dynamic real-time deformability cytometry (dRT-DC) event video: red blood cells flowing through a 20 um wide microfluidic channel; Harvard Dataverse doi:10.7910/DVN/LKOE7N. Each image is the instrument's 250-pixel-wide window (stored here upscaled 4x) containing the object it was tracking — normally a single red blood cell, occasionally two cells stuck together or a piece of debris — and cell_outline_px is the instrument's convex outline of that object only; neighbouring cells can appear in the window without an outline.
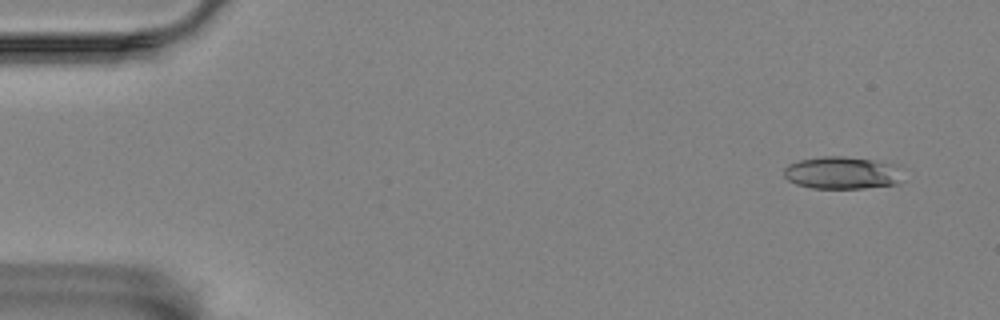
{"species": "Egyptian fruit bat (a non-hibernating species)", "species_latin": "Rousettus aegyptiacus", "temperature_condition": "room temperature", "stored_images_in_passage": 55, "camera_frame_rate_fps": 3000, "um_per_image_px": 0.085, "animal": {"sex": "female"}, "frame": {"image": 1, "passage_image": 1, "time_ms": 0.0, "image_size_px": [1000, 320], "cell_outline_px": [[900, 164], [896, 184], [864, 188], [812, 188], [796, 184], [788, 180], [784, 176], [784, 168], [788, 164], [800, 160], [824, 156], [844, 156]], "centroid_in_image_um": [71.53, 14.68], "position_along_channel_um": 13.5, "area_um2": 22.31}}
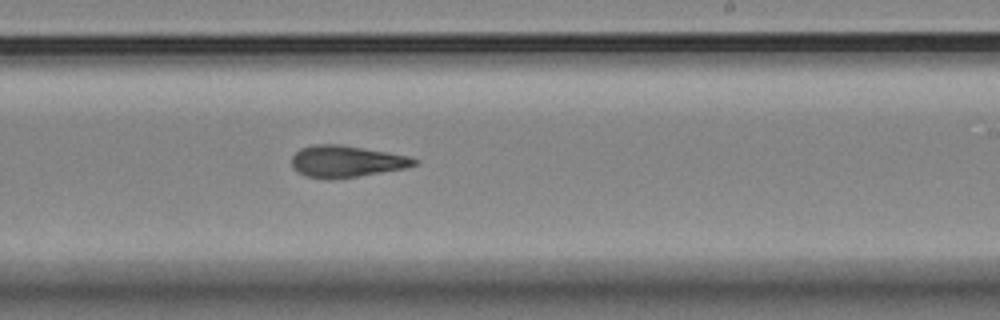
{"frame": {"image": 2, "passage_image": 32, "time_ms": 10.333, "image_size_px": [1000, 320], "cell_outline_px": [[420, 164], [404, 168], [356, 176], [328, 180], [324, 180], [304, 176], [296, 172], [292, 168], [292, 156], [300, 148], [312, 144], [340, 144], [408, 156], [420, 160]], "centroid_in_image_um": [29.38, 13.72], "position_along_channel_um": 259.6, "area_um2": 22.77}}
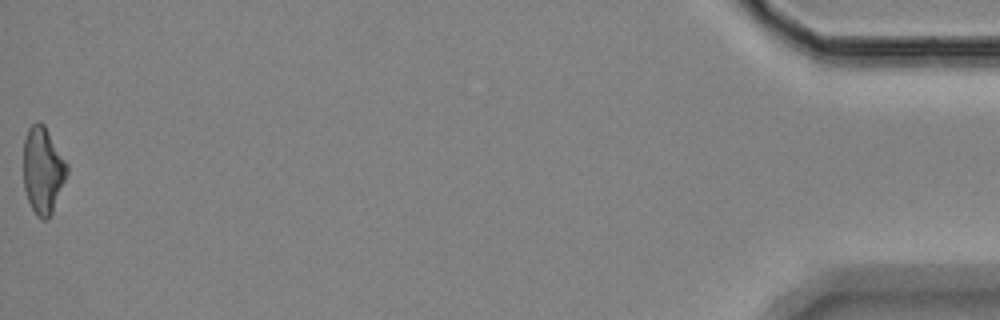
{"frame": {"image": 3, "passage_image": 55, "time_ms": 18.0, "image_size_px": [1000, 320], "cell_outline_px": [[68, 172], [52, 212], [48, 220], [44, 220], [36, 216], [28, 200], [24, 188], [24, 140], [28, 128], [36, 120], [40, 120], [44, 124], [68, 164]], "centroid_in_image_um": [3.64, 14.45], "position_along_channel_um": 431.6, "area_um2": 22.02}, "authors_computed_cell_mechanics": {"area_um2": 22.3108, "velocity_mm_per_s": 3.4722, "shape_relaxation_time_tau1_ms": 10.6404, "shape_relaxation_time_tau2_ms": 4.8256, "deformation_change_tau1": 0.2274, "deformation_change_tau2": 0.1602}}